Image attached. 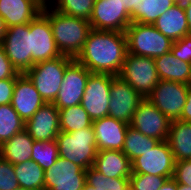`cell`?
I'll return each instance as SVG.
<instances>
[{"mask_svg": "<svg viewBox=\"0 0 191 190\" xmlns=\"http://www.w3.org/2000/svg\"><path fill=\"white\" fill-rule=\"evenodd\" d=\"M25 127L24 121L11 104L0 105V145Z\"/></svg>", "mask_w": 191, "mask_h": 190, "instance_id": "f1b7e54d", "label": "cell"}, {"mask_svg": "<svg viewBox=\"0 0 191 190\" xmlns=\"http://www.w3.org/2000/svg\"><path fill=\"white\" fill-rule=\"evenodd\" d=\"M171 52L176 58L191 64V35L174 41Z\"/></svg>", "mask_w": 191, "mask_h": 190, "instance_id": "d590c367", "label": "cell"}, {"mask_svg": "<svg viewBox=\"0 0 191 190\" xmlns=\"http://www.w3.org/2000/svg\"><path fill=\"white\" fill-rule=\"evenodd\" d=\"M18 71L12 66L11 61L7 57L4 47L0 43V80L16 79L19 75Z\"/></svg>", "mask_w": 191, "mask_h": 190, "instance_id": "74e56055", "label": "cell"}, {"mask_svg": "<svg viewBox=\"0 0 191 190\" xmlns=\"http://www.w3.org/2000/svg\"><path fill=\"white\" fill-rule=\"evenodd\" d=\"M34 140L23 129L0 145V157L13 165L31 160Z\"/></svg>", "mask_w": 191, "mask_h": 190, "instance_id": "cb8c5ba5", "label": "cell"}, {"mask_svg": "<svg viewBox=\"0 0 191 190\" xmlns=\"http://www.w3.org/2000/svg\"><path fill=\"white\" fill-rule=\"evenodd\" d=\"M56 141L60 157L72 161L84 170L94 165L98 150L93 127L71 133L60 131Z\"/></svg>", "mask_w": 191, "mask_h": 190, "instance_id": "3957f363", "label": "cell"}, {"mask_svg": "<svg viewBox=\"0 0 191 190\" xmlns=\"http://www.w3.org/2000/svg\"><path fill=\"white\" fill-rule=\"evenodd\" d=\"M18 185L31 190H45L44 170L32 160L14 165Z\"/></svg>", "mask_w": 191, "mask_h": 190, "instance_id": "484cf974", "label": "cell"}, {"mask_svg": "<svg viewBox=\"0 0 191 190\" xmlns=\"http://www.w3.org/2000/svg\"><path fill=\"white\" fill-rule=\"evenodd\" d=\"M123 8L130 14L132 22L140 23V4L142 0H122Z\"/></svg>", "mask_w": 191, "mask_h": 190, "instance_id": "ab89813d", "label": "cell"}, {"mask_svg": "<svg viewBox=\"0 0 191 190\" xmlns=\"http://www.w3.org/2000/svg\"><path fill=\"white\" fill-rule=\"evenodd\" d=\"M24 129L35 141L56 140L60 132L59 110L54 103H45L25 122Z\"/></svg>", "mask_w": 191, "mask_h": 190, "instance_id": "e0dca14e", "label": "cell"}, {"mask_svg": "<svg viewBox=\"0 0 191 190\" xmlns=\"http://www.w3.org/2000/svg\"><path fill=\"white\" fill-rule=\"evenodd\" d=\"M144 98L119 76L112 75L108 116L130 124Z\"/></svg>", "mask_w": 191, "mask_h": 190, "instance_id": "5bb4252c", "label": "cell"}, {"mask_svg": "<svg viewBox=\"0 0 191 190\" xmlns=\"http://www.w3.org/2000/svg\"><path fill=\"white\" fill-rule=\"evenodd\" d=\"M132 173L164 176L173 178L175 159L166 140L146 151L132 162Z\"/></svg>", "mask_w": 191, "mask_h": 190, "instance_id": "8fae6325", "label": "cell"}, {"mask_svg": "<svg viewBox=\"0 0 191 190\" xmlns=\"http://www.w3.org/2000/svg\"><path fill=\"white\" fill-rule=\"evenodd\" d=\"M41 11L33 0H0V16L7 28L29 24Z\"/></svg>", "mask_w": 191, "mask_h": 190, "instance_id": "44dd1931", "label": "cell"}, {"mask_svg": "<svg viewBox=\"0 0 191 190\" xmlns=\"http://www.w3.org/2000/svg\"><path fill=\"white\" fill-rule=\"evenodd\" d=\"M74 58L62 55L34 64L24 74L30 79L46 103H53L60 91L65 69Z\"/></svg>", "mask_w": 191, "mask_h": 190, "instance_id": "277c9868", "label": "cell"}, {"mask_svg": "<svg viewBox=\"0 0 191 190\" xmlns=\"http://www.w3.org/2000/svg\"><path fill=\"white\" fill-rule=\"evenodd\" d=\"M173 5H175L174 0H142L140 23L153 25L157 18Z\"/></svg>", "mask_w": 191, "mask_h": 190, "instance_id": "d6a6232c", "label": "cell"}, {"mask_svg": "<svg viewBox=\"0 0 191 190\" xmlns=\"http://www.w3.org/2000/svg\"><path fill=\"white\" fill-rule=\"evenodd\" d=\"M1 44L18 73L32 67L30 23L8 27Z\"/></svg>", "mask_w": 191, "mask_h": 190, "instance_id": "52a82bcc", "label": "cell"}, {"mask_svg": "<svg viewBox=\"0 0 191 190\" xmlns=\"http://www.w3.org/2000/svg\"><path fill=\"white\" fill-rule=\"evenodd\" d=\"M30 34L32 66L62 56L56 46L49 19L42 12L30 22Z\"/></svg>", "mask_w": 191, "mask_h": 190, "instance_id": "2e32d148", "label": "cell"}, {"mask_svg": "<svg viewBox=\"0 0 191 190\" xmlns=\"http://www.w3.org/2000/svg\"><path fill=\"white\" fill-rule=\"evenodd\" d=\"M154 62L159 80L191 82V64L176 58L171 51L154 58Z\"/></svg>", "mask_w": 191, "mask_h": 190, "instance_id": "603a6c76", "label": "cell"}, {"mask_svg": "<svg viewBox=\"0 0 191 190\" xmlns=\"http://www.w3.org/2000/svg\"><path fill=\"white\" fill-rule=\"evenodd\" d=\"M166 141L175 161L191 159V122L171 121Z\"/></svg>", "mask_w": 191, "mask_h": 190, "instance_id": "d4e9b609", "label": "cell"}, {"mask_svg": "<svg viewBox=\"0 0 191 190\" xmlns=\"http://www.w3.org/2000/svg\"><path fill=\"white\" fill-rule=\"evenodd\" d=\"M159 190H178L177 183L173 178L167 179Z\"/></svg>", "mask_w": 191, "mask_h": 190, "instance_id": "b9f144b4", "label": "cell"}, {"mask_svg": "<svg viewBox=\"0 0 191 190\" xmlns=\"http://www.w3.org/2000/svg\"><path fill=\"white\" fill-rule=\"evenodd\" d=\"M112 75L90 73L81 106L93 120L108 116Z\"/></svg>", "mask_w": 191, "mask_h": 190, "instance_id": "ba28073f", "label": "cell"}, {"mask_svg": "<svg viewBox=\"0 0 191 190\" xmlns=\"http://www.w3.org/2000/svg\"><path fill=\"white\" fill-rule=\"evenodd\" d=\"M184 122H191V82L187 84V97L180 118Z\"/></svg>", "mask_w": 191, "mask_h": 190, "instance_id": "60d3db41", "label": "cell"}, {"mask_svg": "<svg viewBox=\"0 0 191 190\" xmlns=\"http://www.w3.org/2000/svg\"><path fill=\"white\" fill-rule=\"evenodd\" d=\"M118 76L143 98H147L159 82L154 58L130 53H127Z\"/></svg>", "mask_w": 191, "mask_h": 190, "instance_id": "8992f818", "label": "cell"}, {"mask_svg": "<svg viewBox=\"0 0 191 190\" xmlns=\"http://www.w3.org/2000/svg\"><path fill=\"white\" fill-rule=\"evenodd\" d=\"M6 31H7V27L5 25V22L3 21V18L0 16V43L2 42Z\"/></svg>", "mask_w": 191, "mask_h": 190, "instance_id": "f6af8a7d", "label": "cell"}, {"mask_svg": "<svg viewBox=\"0 0 191 190\" xmlns=\"http://www.w3.org/2000/svg\"><path fill=\"white\" fill-rule=\"evenodd\" d=\"M128 53L156 58L171 51L173 41L153 25L132 22L126 28Z\"/></svg>", "mask_w": 191, "mask_h": 190, "instance_id": "5b68a950", "label": "cell"}, {"mask_svg": "<svg viewBox=\"0 0 191 190\" xmlns=\"http://www.w3.org/2000/svg\"><path fill=\"white\" fill-rule=\"evenodd\" d=\"M127 53L125 32L91 29L76 60L91 73L118 76Z\"/></svg>", "mask_w": 191, "mask_h": 190, "instance_id": "6da1fadb", "label": "cell"}, {"mask_svg": "<svg viewBox=\"0 0 191 190\" xmlns=\"http://www.w3.org/2000/svg\"><path fill=\"white\" fill-rule=\"evenodd\" d=\"M173 179L178 184L191 187V159L175 161Z\"/></svg>", "mask_w": 191, "mask_h": 190, "instance_id": "8d00e7d4", "label": "cell"}, {"mask_svg": "<svg viewBox=\"0 0 191 190\" xmlns=\"http://www.w3.org/2000/svg\"><path fill=\"white\" fill-rule=\"evenodd\" d=\"M95 0H61L55 7L58 12L89 21Z\"/></svg>", "mask_w": 191, "mask_h": 190, "instance_id": "1f68e13d", "label": "cell"}, {"mask_svg": "<svg viewBox=\"0 0 191 190\" xmlns=\"http://www.w3.org/2000/svg\"><path fill=\"white\" fill-rule=\"evenodd\" d=\"M86 182L97 190H128L129 178H109L93 166L86 170Z\"/></svg>", "mask_w": 191, "mask_h": 190, "instance_id": "4dcf8cb0", "label": "cell"}, {"mask_svg": "<svg viewBox=\"0 0 191 190\" xmlns=\"http://www.w3.org/2000/svg\"><path fill=\"white\" fill-rule=\"evenodd\" d=\"M160 140L148 137L140 131L128 126L122 152L132 162L137 157L143 155L149 149L155 147Z\"/></svg>", "mask_w": 191, "mask_h": 190, "instance_id": "83f0119b", "label": "cell"}, {"mask_svg": "<svg viewBox=\"0 0 191 190\" xmlns=\"http://www.w3.org/2000/svg\"><path fill=\"white\" fill-rule=\"evenodd\" d=\"M178 190H191L190 186L184 185V184H178L177 183Z\"/></svg>", "mask_w": 191, "mask_h": 190, "instance_id": "7dc6e473", "label": "cell"}, {"mask_svg": "<svg viewBox=\"0 0 191 190\" xmlns=\"http://www.w3.org/2000/svg\"><path fill=\"white\" fill-rule=\"evenodd\" d=\"M59 157L56 140L33 142L31 160L35 161L44 171L52 167Z\"/></svg>", "mask_w": 191, "mask_h": 190, "instance_id": "f546056e", "label": "cell"}, {"mask_svg": "<svg viewBox=\"0 0 191 190\" xmlns=\"http://www.w3.org/2000/svg\"><path fill=\"white\" fill-rule=\"evenodd\" d=\"M153 26L173 42L189 35L184 6L173 5L157 18Z\"/></svg>", "mask_w": 191, "mask_h": 190, "instance_id": "7402d4cb", "label": "cell"}, {"mask_svg": "<svg viewBox=\"0 0 191 190\" xmlns=\"http://www.w3.org/2000/svg\"><path fill=\"white\" fill-rule=\"evenodd\" d=\"M167 177L149 174L132 173L129 177L130 190H159Z\"/></svg>", "mask_w": 191, "mask_h": 190, "instance_id": "836d02e7", "label": "cell"}, {"mask_svg": "<svg viewBox=\"0 0 191 190\" xmlns=\"http://www.w3.org/2000/svg\"><path fill=\"white\" fill-rule=\"evenodd\" d=\"M90 73L76 59L66 67L60 91L53 102L58 110L81 104Z\"/></svg>", "mask_w": 191, "mask_h": 190, "instance_id": "4fadbf2b", "label": "cell"}, {"mask_svg": "<svg viewBox=\"0 0 191 190\" xmlns=\"http://www.w3.org/2000/svg\"><path fill=\"white\" fill-rule=\"evenodd\" d=\"M93 167L109 178H129L132 174L130 159L119 150L98 151Z\"/></svg>", "mask_w": 191, "mask_h": 190, "instance_id": "ffe728a7", "label": "cell"}, {"mask_svg": "<svg viewBox=\"0 0 191 190\" xmlns=\"http://www.w3.org/2000/svg\"><path fill=\"white\" fill-rule=\"evenodd\" d=\"M39 7L41 10L49 8L51 6H49V1L50 0H33ZM55 4L53 5L54 7L57 5V0H54Z\"/></svg>", "mask_w": 191, "mask_h": 190, "instance_id": "ee69618b", "label": "cell"}, {"mask_svg": "<svg viewBox=\"0 0 191 190\" xmlns=\"http://www.w3.org/2000/svg\"><path fill=\"white\" fill-rule=\"evenodd\" d=\"M46 102L25 74L16 77L11 105L20 118L28 121Z\"/></svg>", "mask_w": 191, "mask_h": 190, "instance_id": "ac0fdd59", "label": "cell"}, {"mask_svg": "<svg viewBox=\"0 0 191 190\" xmlns=\"http://www.w3.org/2000/svg\"><path fill=\"white\" fill-rule=\"evenodd\" d=\"M18 186L14 165L0 157V190H14Z\"/></svg>", "mask_w": 191, "mask_h": 190, "instance_id": "e575fe53", "label": "cell"}, {"mask_svg": "<svg viewBox=\"0 0 191 190\" xmlns=\"http://www.w3.org/2000/svg\"><path fill=\"white\" fill-rule=\"evenodd\" d=\"M52 27L56 46L62 55L76 59L91 30L88 20L62 14L53 7L41 11Z\"/></svg>", "mask_w": 191, "mask_h": 190, "instance_id": "7a4b0ae2", "label": "cell"}, {"mask_svg": "<svg viewBox=\"0 0 191 190\" xmlns=\"http://www.w3.org/2000/svg\"><path fill=\"white\" fill-rule=\"evenodd\" d=\"M129 125L148 137L163 141L167 140L171 120L144 98Z\"/></svg>", "mask_w": 191, "mask_h": 190, "instance_id": "9a60e30c", "label": "cell"}, {"mask_svg": "<svg viewBox=\"0 0 191 190\" xmlns=\"http://www.w3.org/2000/svg\"><path fill=\"white\" fill-rule=\"evenodd\" d=\"M82 190H97V189H95L94 187L89 185L87 182H85Z\"/></svg>", "mask_w": 191, "mask_h": 190, "instance_id": "c3c4849f", "label": "cell"}, {"mask_svg": "<svg viewBox=\"0 0 191 190\" xmlns=\"http://www.w3.org/2000/svg\"><path fill=\"white\" fill-rule=\"evenodd\" d=\"M186 97L187 84L159 80L146 99L173 121L180 118L186 102Z\"/></svg>", "mask_w": 191, "mask_h": 190, "instance_id": "9c48e42d", "label": "cell"}, {"mask_svg": "<svg viewBox=\"0 0 191 190\" xmlns=\"http://www.w3.org/2000/svg\"><path fill=\"white\" fill-rule=\"evenodd\" d=\"M186 17H187V25L189 29V35H191V2L184 6Z\"/></svg>", "mask_w": 191, "mask_h": 190, "instance_id": "7bdbcfd3", "label": "cell"}, {"mask_svg": "<svg viewBox=\"0 0 191 190\" xmlns=\"http://www.w3.org/2000/svg\"><path fill=\"white\" fill-rule=\"evenodd\" d=\"M92 119L81 104L59 110L60 131L71 133L83 128L92 127Z\"/></svg>", "mask_w": 191, "mask_h": 190, "instance_id": "4316f807", "label": "cell"}, {"mask_svg": "<svg viewBox=\"0 0 191 190\" xmlns=\"http://www.w3.org/2000/svg\"><path fill=\"white\" fill-rule=\"evenodd\" d=\"M89 23L94 30L125 32L132 21L122 0H95Z\"/></svg>", "mask_w": 191, "mask_h": 190, "instance_id": "30bf717a", "label": "cell"}, {"mask_svg": "<svg viewBox=\"0 0 191 190\" xmlns=\"http://www.w3.org/2000/svg\"><path fill=\"white\" fill-rule=\"evenodd\" d=\"M129 124L106 116L93 120L97 150H123L126 132Z\"/></svg>", "mask_w": 191, "mask_h": 190, "instance_id": "d6986e66", "label": "cell"}, {"mask_svg": "<svg viewBox=\"0 0 191 190\" xmlns=\"http://www.w3.org/2000/svg\"><path fill=\"white\" fill-rule=\"evenodd\" d=\"M44 181L45 190H82L86 170L59 156L55 164L44 171Z\"/></svg>", "mask_w": 191, "mask_h": 190, "instance_id": "7c38bea8", "label": "cell"}, {"mask_svg": "<svg viewBox=\"0 0 191 190\" xmlns=\"http://www.w3.org/2000/svg\"><path fill=\"white\" fill-rule=\"evenodd\" d=\"M191 0H174V3L179 6H186Z\"/></svg>", "mask_w": 191, "mask_h": 190, "instance_id": "bcb514c9", "label": "cell"}, {"mask_svg": "<svg viewBox=\"0 0 191 190\" xmlns=\"http://www.w3.org/2000/svg\"><path fill=\"white\" fill-rule=\"evenodd\" d=\"M16 79L0 80V105L10 104Z\"/></svg>", "mask_w": 191, "mask_h": 190, "instance_id": "f35d334b", "label": "cell"}, {"mask_svg": "<svg viewBox=\"0 0 191 190\" xmlns=\"http://www.w3.org/2000/svg\"><path fill=\"white\" fill-rule=\"evenodd\" d=\"M14 190H31V189H27L21 186H18L17 188H15Z\"/></svg>", "mask_w": 191, "mask_h": 190, "instance_id": "681fc988", "label": "cell"}]
</instances>
